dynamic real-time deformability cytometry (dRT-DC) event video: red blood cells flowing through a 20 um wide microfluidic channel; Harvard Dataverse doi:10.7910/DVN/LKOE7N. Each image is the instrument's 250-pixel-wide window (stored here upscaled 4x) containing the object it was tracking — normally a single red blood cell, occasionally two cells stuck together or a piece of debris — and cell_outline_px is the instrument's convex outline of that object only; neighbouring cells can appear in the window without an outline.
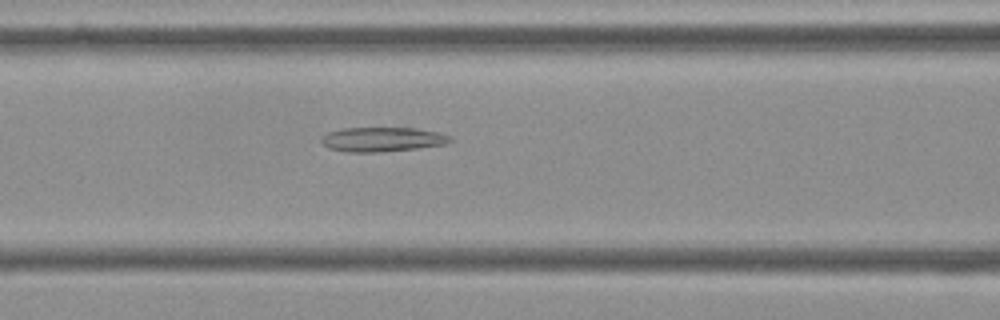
{"species": "Egyptian fruit bat (a non-hibernating species)", "species_latin": "Rousettus aegyptiacus", "temperature_condition": "cold", "stored_images_in_passage": 44, "camera_frame_rate_fps": 3000, "um_per_image_px": 0.085, "frame": {"image": 1, "passage_image": 23, "time_ms": 7.333, "image_size_px": [1000, 320], "cell_outline_px": [[452, 140], [448, 144], [420, 148], [380, 152], [344, 152], [328, 148], [320, 140], [320, 136], [328, 132], [340, 128], [416, 128], [440, 132], [452, 136]], "centroid_in_image_um": [32.51, 11.85], "position_along_channel_um": 134.1, "area_um2": 18.73}}
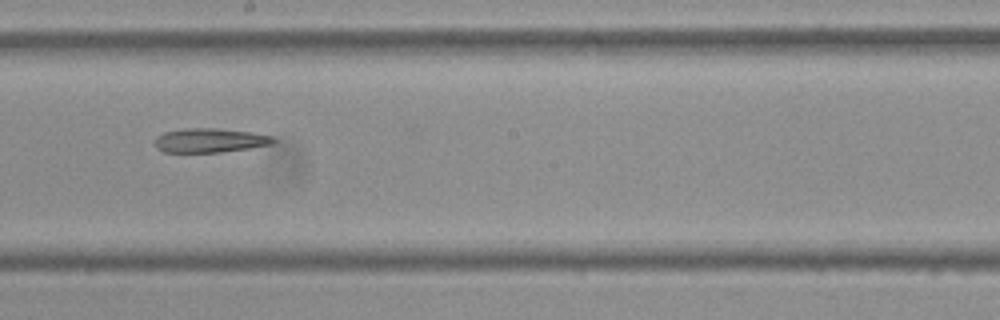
{"frame": {"image": 2, "passage_image": 31, "time_ms": 10.0, "image_size_px": [1000, 320], "cell_outline_px": [[276, 140], [272, 144], [248, 148], [220, 152], [164, 152], [156, 148], [156, 136], [164, 132], [184, 128], [216, 128], [252, 132], [272, 136]], "centroid_in_image_um": [17.83, 11.92], "position_along_channel_um": 230.4, "area_um2": 16.65}}
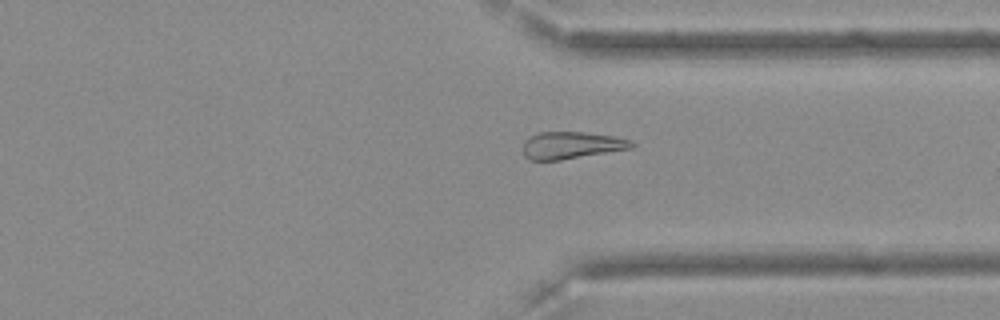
{"frame": {"image": 3, "passage_image": 42, "time_ms": 13.667, "image_size_px": [1000, 320], "cell_outline_px": [[636, 144], [632, 148], [560, 160], [532, 160], [524, 156], [524, 140], [540, 132], [584, 132], [616, 136], [632, 140]], "centroid_in_image_um": [48.61, 12.34], "position_along_channel_um": 362.8, "area_um2": 17.11}}